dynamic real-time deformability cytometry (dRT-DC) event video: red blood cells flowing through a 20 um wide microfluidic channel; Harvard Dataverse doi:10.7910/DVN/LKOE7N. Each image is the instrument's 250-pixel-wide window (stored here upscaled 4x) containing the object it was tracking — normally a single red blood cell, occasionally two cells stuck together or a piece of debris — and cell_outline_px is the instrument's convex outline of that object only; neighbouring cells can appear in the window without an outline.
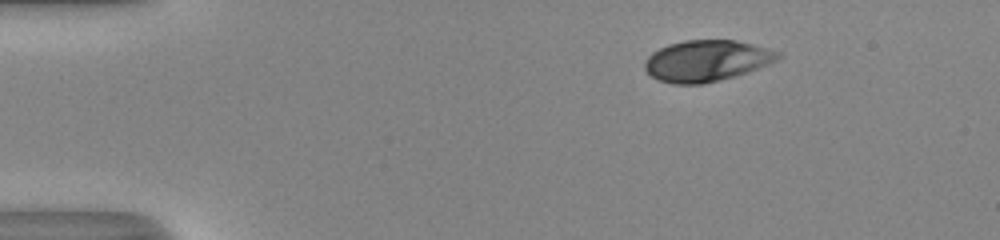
{"species": "human", "species_latin": "Homo sapiens", "temperature_condition": "room temperature", "stored_images_in_passage": 44, "camera_frame_rate_fps": 3000, "um_per_image_px": 0.085, "donor": {"sex": "male"}, "frame": {"image": 1, "passage_image": 1, "time_ms": 0.0, "image_size_px": [1000, 240], "cell_outline_px": [[784, 56], [768, 64], [736, 76], [704, 84], [672, 84], [656, 80], [644, 68], [644, 64], [648, 56], [652, 52], [668, 44], [684, 40], [736, 40], [752, 44], [780, 52]], "centroid_in_image_um": [60.05, 5.17], "position_along_channel_um": 25.0, "area_um2": 32.08}}
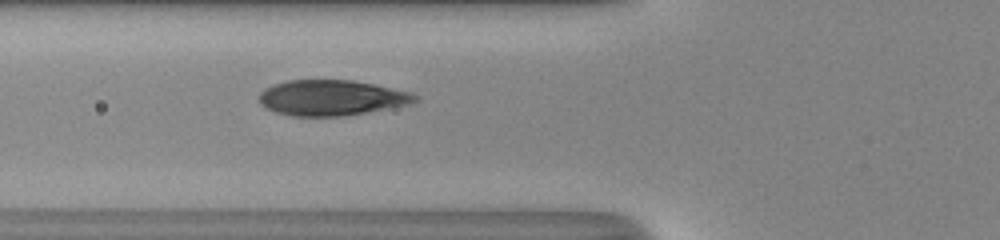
{"frame": {"image": 2, "passage_image": 13, "time_ms": 4.0, "image_size_px": [1000, 240], "cell_outline_px": [[420, 100], [408, 104], [348, 116], [292, 116], [276, 112], [264, 108], [260, 104], [260, 92], [264, 88], [288, 80], [352, 80], [376, 84], [412, 92], [420, 96]], "centroid_in_image_um": [28.21, 8.31], "position_along_channel_um": 97.6, "area_um2": 32.54}}
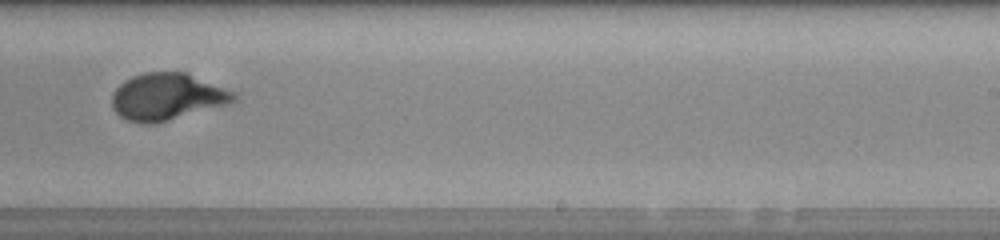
{"frame": {"image": 3, "passage_image": 26, "time_ms": 8.333, "image_size_px": [1000, 240], "cell_outline_px": [[236, 100], [228, 104], [156, 124], [144, 124], [128, 120], [120, 116], [112, 108], [112, 92], [124, 80], [132, 76], [144, 72], [184, 72], [236, 92]], "centroid_in_image_um": [14.18, 8.23], "position_along_channel_um": 274.8, "area_um2": 33.35}, "authors_computed_cell_mechanics": {"area_um2": 32.7437, "velocity_mm_per_s": 4.0954, "shape_relaxation_time_tau1_ms": 3.5304, "shape_relaxation_time_tau2_ms": null, "deformation_change_tau1": 0.1957, "deformation_change_tau2": null}}